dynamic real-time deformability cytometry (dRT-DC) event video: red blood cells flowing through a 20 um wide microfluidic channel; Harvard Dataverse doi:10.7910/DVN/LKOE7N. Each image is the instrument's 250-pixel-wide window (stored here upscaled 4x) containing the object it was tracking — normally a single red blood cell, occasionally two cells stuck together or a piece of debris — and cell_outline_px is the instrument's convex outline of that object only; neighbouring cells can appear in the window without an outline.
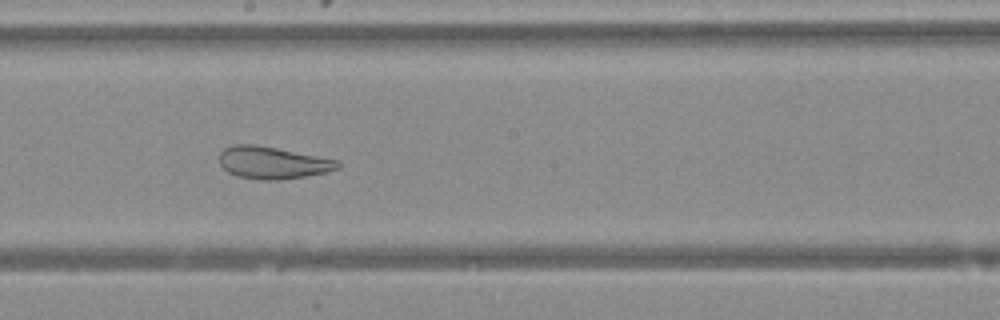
{"species": "Egyptian fruit bat (a non-hibernating species)", "species_latin": "Rousettus aegyptiacus", "temperature_condition": "warm", "stored_images_in_passage": 47, "camera_frame_rate_fps": 3000, "um_per_image_px": 0.085, "animal": {"sex": "female"}, "frame": {"image": 1, "passage_image": 26, "time_ms": 8.333, "image_size_px": [1000, 320], "cell_outline_px": [[340, 168], [328, 172], [304, 176], [276, 180], [260, 180], [236, 176], [228, 172], [220, 164], [220, 152], [224, 148], [232, 144], [256, 144], [340, 160]], "centroid_in_image_um": [23.18, 13.82], "position_along_channel_um": 225.0, "area_um2": 22.37}}
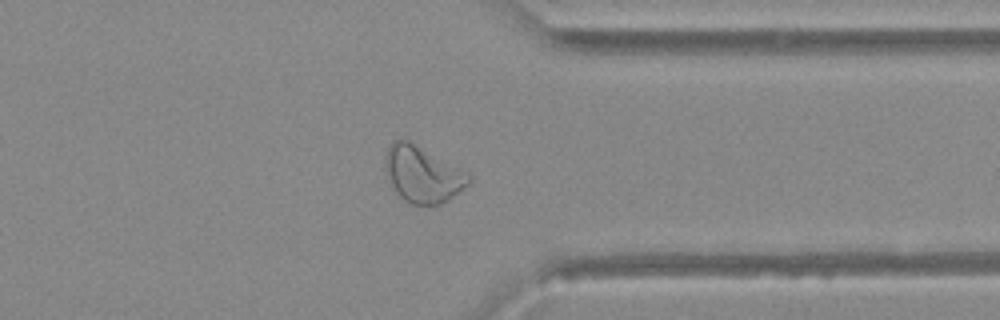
{"frame": {"image": 2, "passage_image": 37, "time_ms": 12.0, "image_size_px": [1000, 320], "cell_outline_px": [[472, 180], [468, 184], [448, 200], [440, 204], [412, 204], [404, 200], [396, 192], [392, 184], [384, 164], [384, 160], [388, 144], [392, 140], [408, 140], [472, 176]], "centroid_in_image_um": [35.89, 14.81], "position_along_channel_um": 375.5, "area_um2": 26.7}}
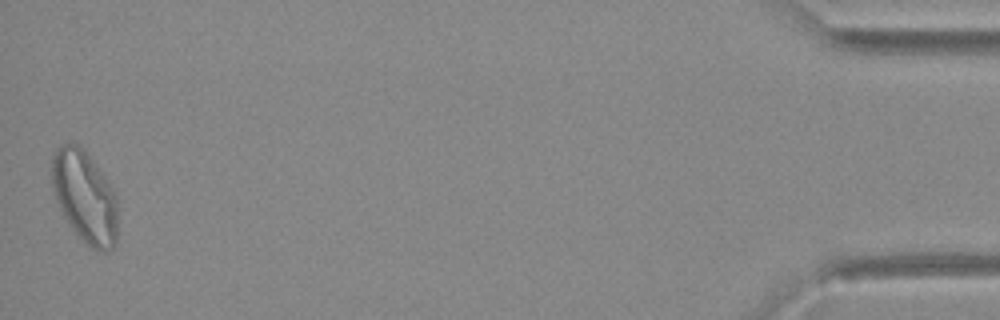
{"frame": {"image": 3, "passage_image": 47, "time_ms": 15.333, "image_size_px": [1000, 320], "cell_outline_px": [[116, 244], [108, 252], [100, 252], [92, 248], [72, 228], [64, 216], [60, 208], [52, 188], [52, 156], [56, 148], [64, 144], [76, 144], [84, 148], [104, 176], [112, 188], [116, 196]], "centroid_in_image_um": [7.2, 16.72], "position_along_channel_um": 428.0, "area_um2": 34.91}}